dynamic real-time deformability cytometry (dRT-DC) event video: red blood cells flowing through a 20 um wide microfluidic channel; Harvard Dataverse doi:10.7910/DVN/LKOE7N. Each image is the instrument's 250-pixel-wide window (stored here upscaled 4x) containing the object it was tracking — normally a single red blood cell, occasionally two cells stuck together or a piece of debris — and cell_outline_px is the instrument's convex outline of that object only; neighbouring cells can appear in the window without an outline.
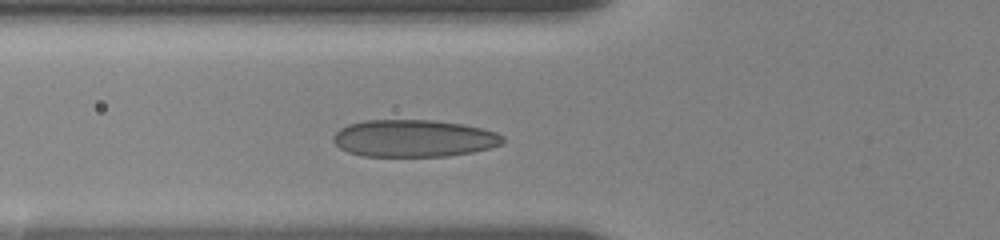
{"species": "human", "species_latin": "Homo sapiens", "temperature_condition": "room temperature", "stored_images_in_passage": 13, "camera_frame_rate_fps": 3000, "um_per_image_px": 0.085, "donor": {"sex": "female"}, "frame": {"image": 1, "passage_image": 10, "time_ms": 3.0, "image_size_px": [1000, 240], "cell_outline_px": [[504, 140], [500, 144], [488, 148], [472, 152], [448, 156], [364, 156], [348, 152], [340, 148], [332, 140], [332, 136], [340, 128], [348, 124], [364, 120], [432, 120], [464, 124], [484, 128], [496, 132], [504, 136]], "centroid_in_image_um": [35.16, 11.75], "position_along_channel_um": 90.6, "area_um2": 36.88}}